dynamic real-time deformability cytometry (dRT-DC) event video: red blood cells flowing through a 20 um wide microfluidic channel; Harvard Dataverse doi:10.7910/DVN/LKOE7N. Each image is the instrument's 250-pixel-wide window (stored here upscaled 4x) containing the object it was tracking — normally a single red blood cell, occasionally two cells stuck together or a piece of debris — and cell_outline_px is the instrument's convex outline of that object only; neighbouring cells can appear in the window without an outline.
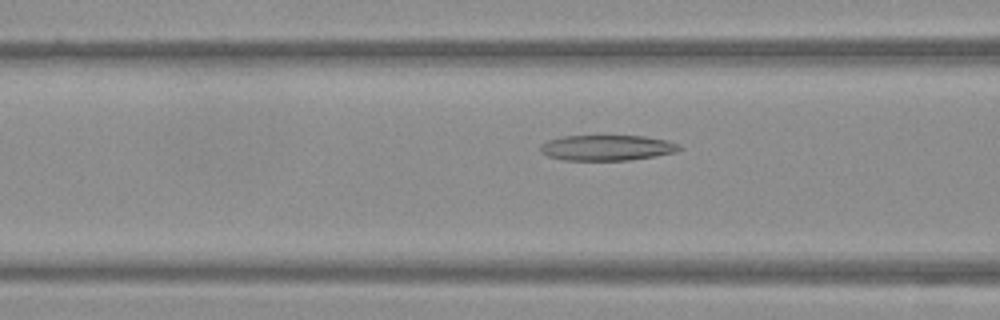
{"species": "Egyptian fruit bat (a non-hibernating species)", "species_latin": "Rousettus aegyptiacus", "temperature_condition": "warm", "stored_images_in_passage": 51, "camera_frame_rate_fps": 3000, "um_per_image_px": 0.085, "frame": {"image": 1, "passage_image": 20, "time_ms": 6.333, "image_size_px": [1000, 320], "cell_outline_px": [[684, 148], [676, 152], [656, 156], [628, 160], [564, 160], [548, 156], [540, 152], [540, 144], [548, 140], [564, 136], [644, 136], [668, 140], [680, 144]], "centroid_in_image_um": [51.63, 12.56], "position_along_channel_um": 115.0, "area_um2": 20.81}}
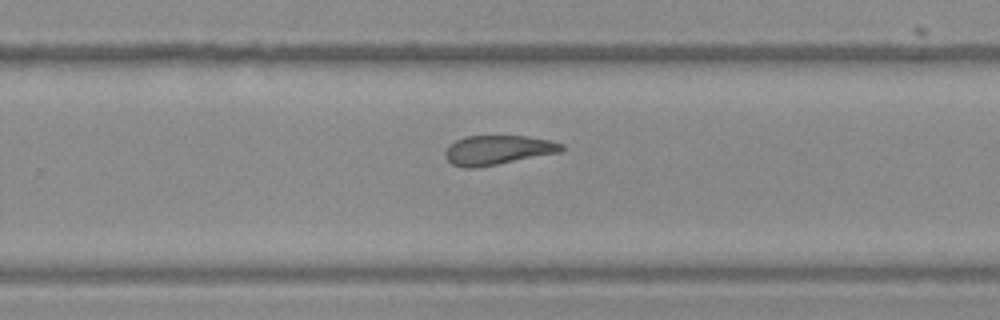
{"frame": {"image": 2, "passage_image": 33, "time_ms": 10.667, "image_size_px": [1000, 320], "cell_outline_px": [[564, 148], [560, 152], [476, 168], [464, 168], [452, 164], [444, 156], [444, 152], [456, 140], [464, 136], [524, 136], [548, 140], [564, 144]], "centroid_in_image_um": [42.29, 12.75], "position_along_channel_um": 287.5, "area_um2": 19.71}}
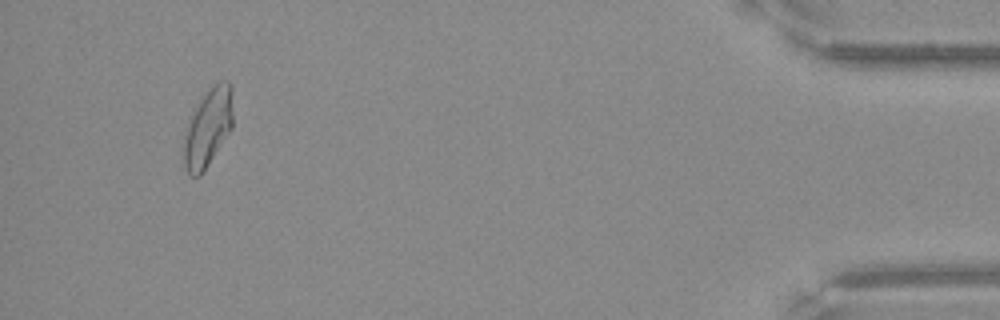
{"frame": {"image": 3, "passage_image": 48, "time_ms": 15.667, "image_size_px": [1000, 320], "cell_outline_px": [[232, 128], [200, 176], [192, 176], [184, 168], [184, 136], [188, 120], [192, 112], [200, 100], [212, 84], [220, 80], [228, 80], [232, 88]], "centroid_in_image_um": [17.68, 10.81], "position_along_channel_um": 417.5, "area_um2": 22.31}}